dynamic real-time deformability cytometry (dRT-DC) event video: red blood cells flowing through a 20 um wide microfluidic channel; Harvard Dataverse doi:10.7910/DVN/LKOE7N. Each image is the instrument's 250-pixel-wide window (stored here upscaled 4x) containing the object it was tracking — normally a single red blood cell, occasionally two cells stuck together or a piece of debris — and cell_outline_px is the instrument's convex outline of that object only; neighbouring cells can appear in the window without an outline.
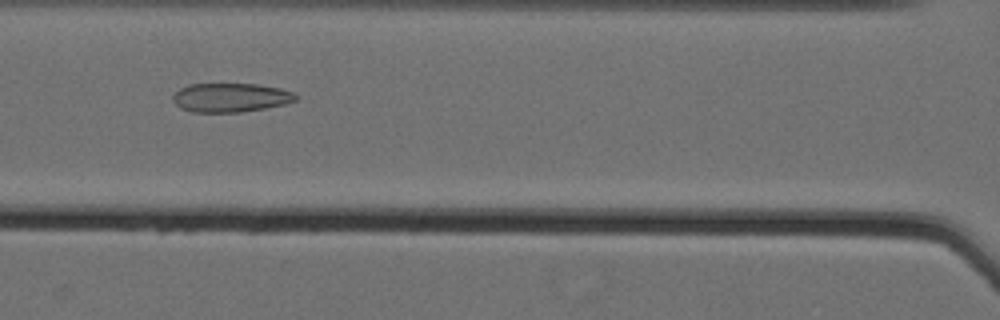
{"species": "Egyptian fruit bat (a non-hibernating species)", "species_latin": "Rousettus aegyptiacus", "temperature_condition": "cold", "stored_images_in_passage": 57, "camera_frame_rate_fps": 3000, "um_per_image_px": 0.085, "animal": {"sex": "female"}, "frame": {"image": 1, "passage_image": 32, "time_ms": 10.333, "image_size_px": [1000, 320], "cell_outline_px": [[296, 100], [284, 104], [264, 108], [240, 112], [192, 112], [180, 108], [172, 100], [172, 96], [180, 88], [188, 84], [256, 84], [280, 88], [292, 92], [296, 96]], "centroid_in_image_um": [19.56, 8.29], "position_along_channel_um": 147.0, "area_um2": 20.63}}
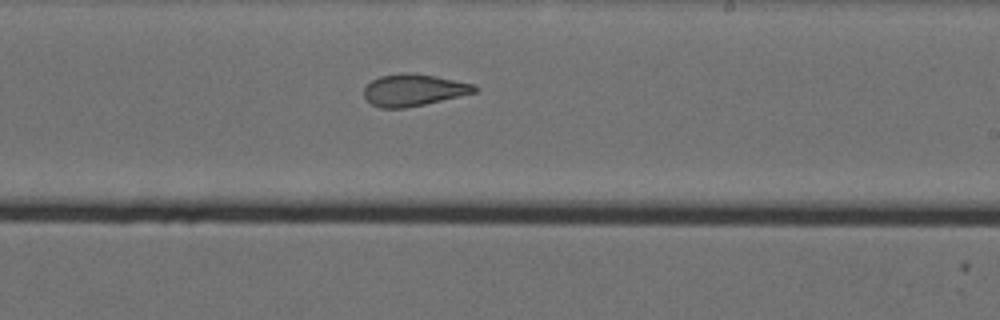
{"frame": {"image": 2, "passage_image": 41, "time_ms": 13.333, "image_size_px": [1000, 320], "cell_outline_px": [[476, 92], [460, 96], [424, 104], [404, 108], [380, 108], [372, 104], [364, 96], [364, 88], [372, 80], [380, 76], [404, 72], [408, 72], [436, 76], [476, 84]], "centroid_in_image_um": [35.16, 7.64], "position_along_channel_um": 253.8, "area_um2": 20.46}}
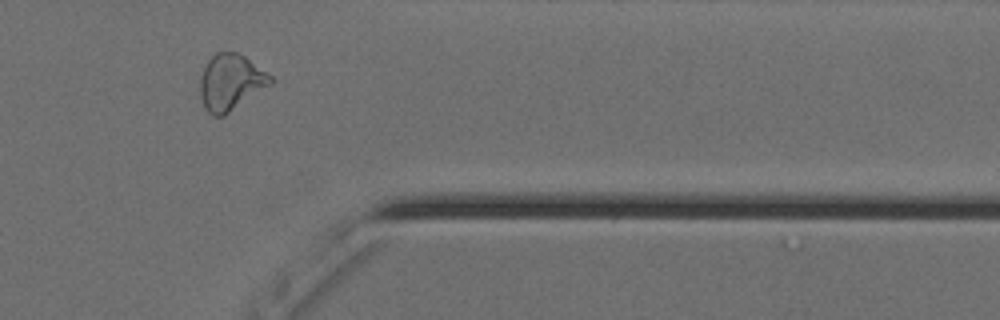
{"frame": {"image": 3, "passage_image": 53, "time_ms": 17.333, "image_size_px": [1000, 320], "cell_outline_px": [[276, 80], [272, 84], [224, 116], [212, 116], [204, 108], [200, 96], [200, 76], [208, 60], [216, 52], [236, 52], [244, 56], [272, 76]], "centroid_in_image_um": [19.61, 7.01], "position_along_channel_um": 391.8, "area_um2": 23.12}}